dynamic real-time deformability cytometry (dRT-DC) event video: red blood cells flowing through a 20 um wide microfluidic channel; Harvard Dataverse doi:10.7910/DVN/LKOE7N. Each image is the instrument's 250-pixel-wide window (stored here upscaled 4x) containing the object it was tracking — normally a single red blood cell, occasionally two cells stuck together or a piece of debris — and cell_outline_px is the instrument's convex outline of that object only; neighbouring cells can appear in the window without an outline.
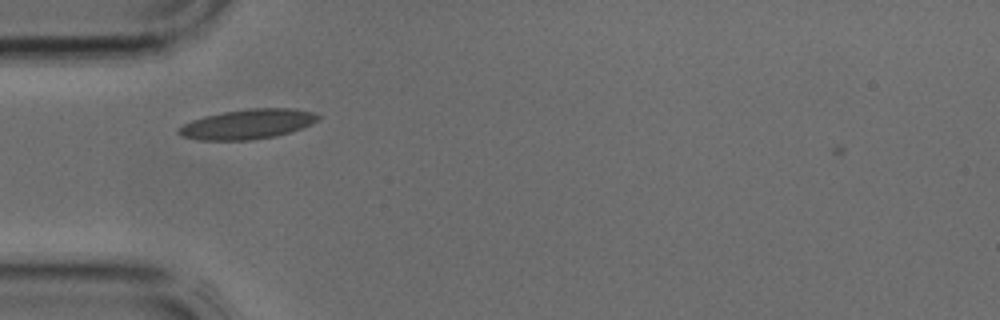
{"species": "common noctule bat (a hibernating species)", "species_latin": "Nyctalus noctula", "temperature_condition": "cold", "stored_images_in_passage": 29, "camera_frame_rate_fps": 3000, "um_per_image_px": 0.085, "animal": {"sex": "male", "body_mass_g": 17.9, "forearm_length_mm": 54.2}, "frame": {"image": 1, "passage_image": 4, "time_ms": 1.0, "image_size_px": [1000, 320], "cell_outline_px": [[320, 116], [312, 124], [292, 132], [276, 136], [252, 140], [196, 140], [180, 136], [176, 132], [176, 128], [192, 120], [204, 116], [224, 112], [252, 108], [292, 108], [316, 112]], "centroid_in_image_um": [21.03, 10.56], "position_along_channel_um": 64.0, "area_um2": 24.45}}
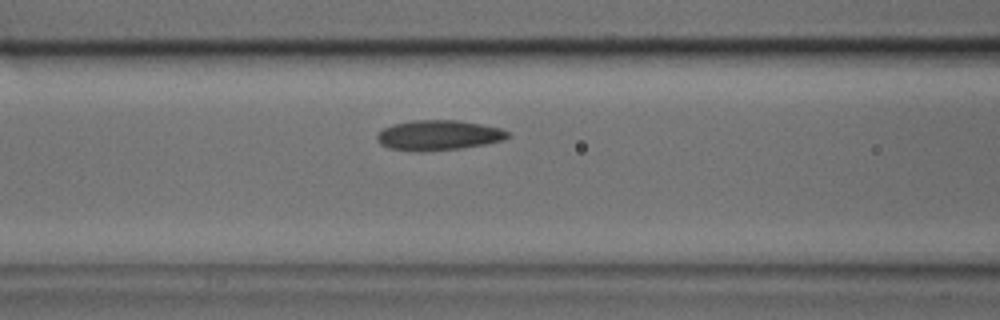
{"frame": {"image": 2, "passage_image": 8, "time_ms": 2.333, "image_size_px": [1000, 320], "cell_outline_px": [[512, 136], [504, 140], [484, 144], [460, 148], [424, 152], [412, 152], [388, 148], [380, 144], [376, 140], [376, 136], [384, 128], [392, 124], [412, 120], [460, 120], [500, 128], [512, 132]], "centroid_in_image_um": [37.28, 11.5], "position_along_channel_um": 129.3, "area_um2": 23.29}}
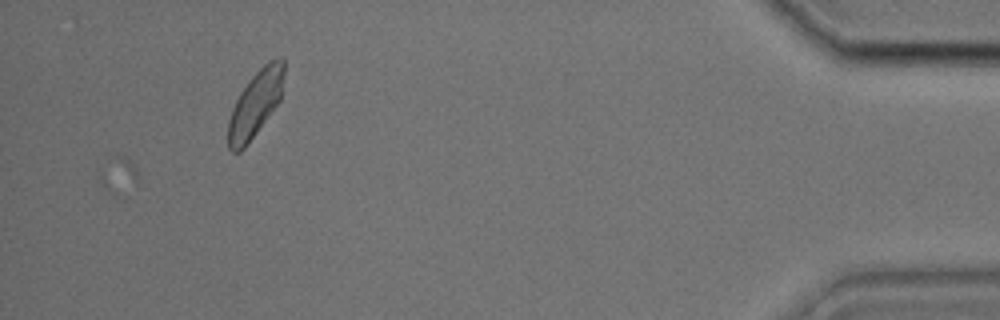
{"frame": {"image": 3, "passage_image": 29, "time_ms": 9.333, "image_size_px": [1000, 320], "cell_outline_px": [[284, 76], [280, 100], [244, 148], [240, 152], [232, 152], [228, 148], [228, 120], [232, 108], [240, 92], [252, 76], [268, 60], [280, 56], [284, 56]], "centroid_in_image_um": [21.71, 8.79], "position_along_channel_um": 413.5, "area_um2": 21.39}}